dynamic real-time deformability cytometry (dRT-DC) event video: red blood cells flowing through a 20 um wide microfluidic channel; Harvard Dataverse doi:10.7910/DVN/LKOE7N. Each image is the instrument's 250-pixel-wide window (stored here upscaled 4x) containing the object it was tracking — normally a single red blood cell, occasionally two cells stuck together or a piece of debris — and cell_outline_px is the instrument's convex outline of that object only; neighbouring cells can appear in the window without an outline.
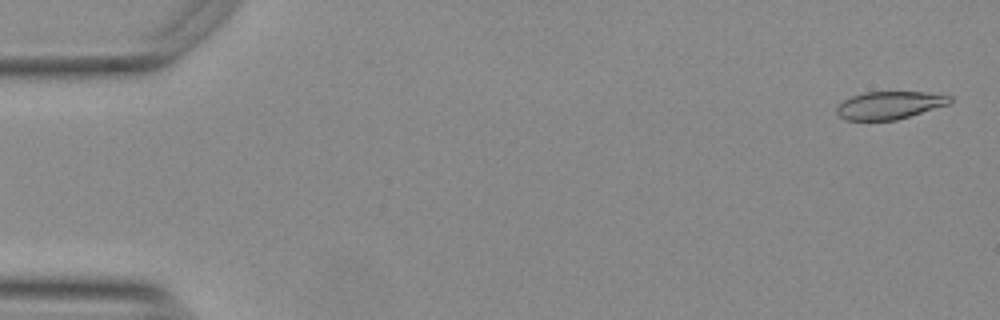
{"species": "Egyptian fruit bat (a non-hibernating species)", "species_latin": "Rousettus aegyptiacus", "temperature_condition": "warm", "stored_images_in_passage": 54, "camera_frame_rate_fps": 3000, "um_per_image_px": 0.085, "animal": {"sex": "female"}, "frame": {"image": 1, "passage_image": 2, "time_ms": 0.333, "image_size_px": [1000, 320], "cell_outline_px": [[952, 100], [948, 104], [896, 120], [844, 120], [836, 112], [836, 108], [844, 100], [852, 96], [864, 92], [924, 92], [952, 96]], "centroid_in_image_um": [75.59, 8.94], "position_along_channel_um": 9.4, "area_um2": 18.09}}
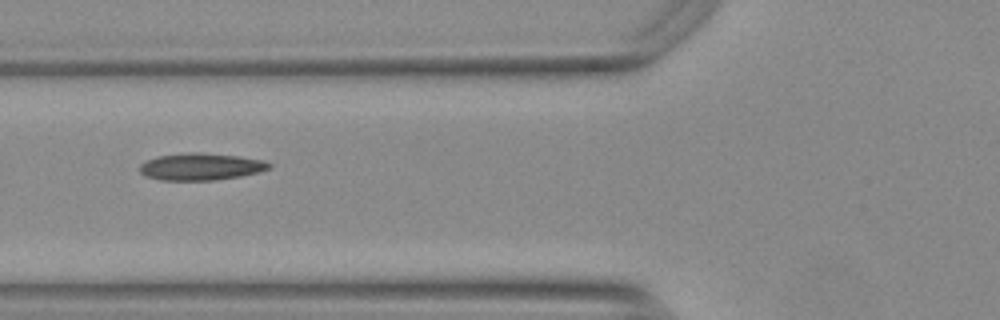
{"frame": {"image": 2, "passage_image": 21, "time_ms": 6.667, "image_size_px": [1000, 320], "cell_outline_px": [[272, 168], [240, 176], [216, 180], [160, 180], [144, 176], [140, 172], [140, 164], [156, 156], [188, 152], [200, 152], [240, 156], [264, 160], [272, 164]], "centroid_in_image_um": [17.07, 14.16], "position_along_channel_um": 108.7, "area_um2": 20.52}}
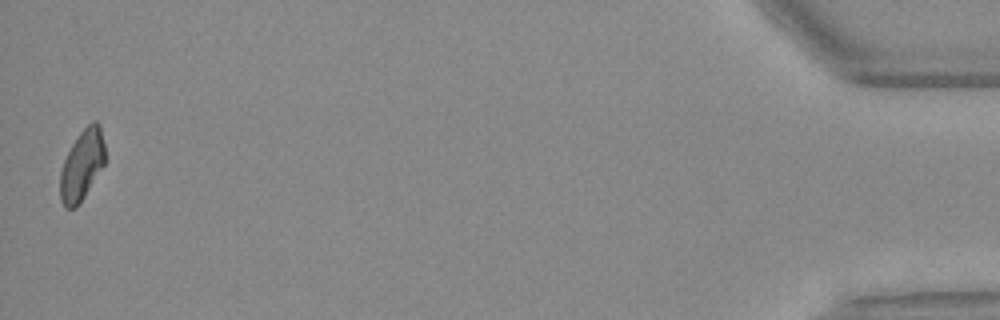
{"frame": {"image": 3, "passage_image": 54, "time_ms": 17.667, "image_size_px": [1000, 320], "cell_outline_px": [[104, 164], [80, 204], [76, 208], [64, 208], [60, 200], [60, 172], [64, 160], [72, 144], [80, 132], [92, 120], [96, 120], [100, 124], [104, 144]], "centroid_in_image_um": [6.95, 14.05], "position_along_channel_um": 428.2, "area_um2": 18.44}, "authors_computed_cell_mechanics": {"area_um2": 19.3341, "velocity_mm_per_s": 3.761, "shape_relaxation_time_tau1_ms": null, "shape_relaxation_time_tau2_ms": 1.692, "deformation_change_tau1": null, "deformation_change_tau2": 0.0775}}